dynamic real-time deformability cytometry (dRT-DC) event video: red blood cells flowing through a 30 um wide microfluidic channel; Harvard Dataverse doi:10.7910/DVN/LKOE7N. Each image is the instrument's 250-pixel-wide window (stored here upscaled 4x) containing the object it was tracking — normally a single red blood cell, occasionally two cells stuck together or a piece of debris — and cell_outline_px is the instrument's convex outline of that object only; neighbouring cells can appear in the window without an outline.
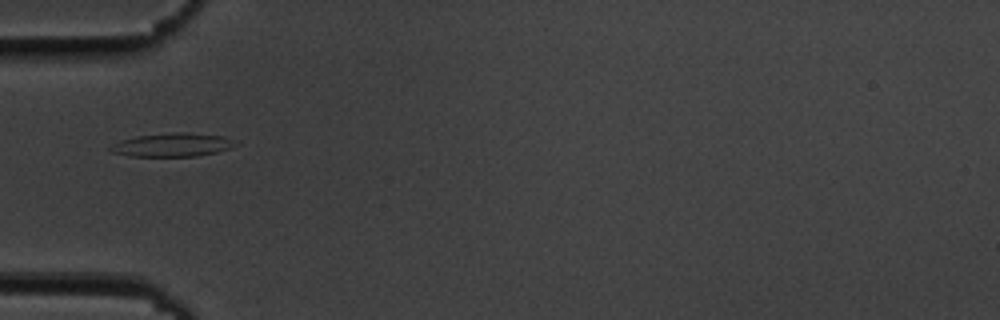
{"species": "common noctule bat (a hibernating species)", "species_latin": "Nyctalus noctula", "temperature_condition": "cold", "stored_images_in_passage": 38, "camera_frame_rate_fps": 3000, "um_per_image_px": 0.085, "animal": {"sex": "male", "body_mass_g": 19.5, "forearm_length_mm": 54.6}, "frame": {"image": 1, "passage_image": 1, "time_ms": 0.0, "image_size_px": [1000, 320], "cell_outline_px": [[240, 144], [232, 148], [216, 152], [196, 156], [132, 156], [112, 152], [108, 148], [112, 144], [120, 140], [136, 136], [172, 132], [184, 132], [224, 136]], "centroid_in_image_um": [14.67, 12.3], "position_along_channel_um": 70.3, "area_um2": 17.17}}
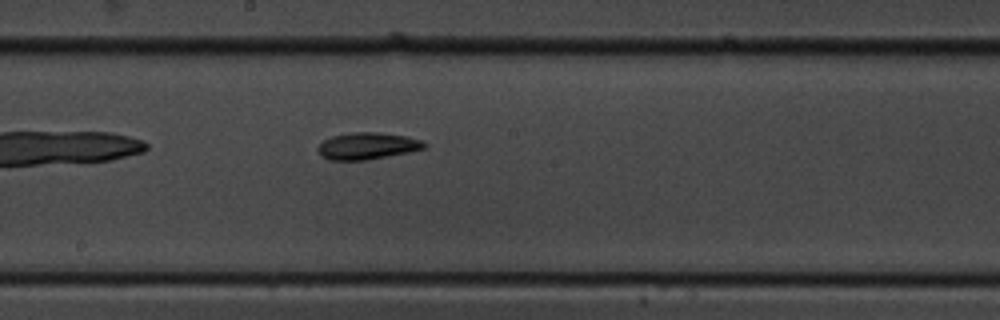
{"frame": {"image": 2, "passage_image": 13, "time_ms": 4.0, "image_size_px": [1000, 320], "cell_outline_px": [[428, 144], [424, 148], [408, 152], [368, 160], [328, 160], [320, 156], [316, 148], [324, 140], [332, 136], [348, 132], [376, 132], [408, 136], [420, 140]], "centroid_in_image_um": [31.19, 12.4], "position_along_channel_um": 217.0, "area_um2": 16.76}}
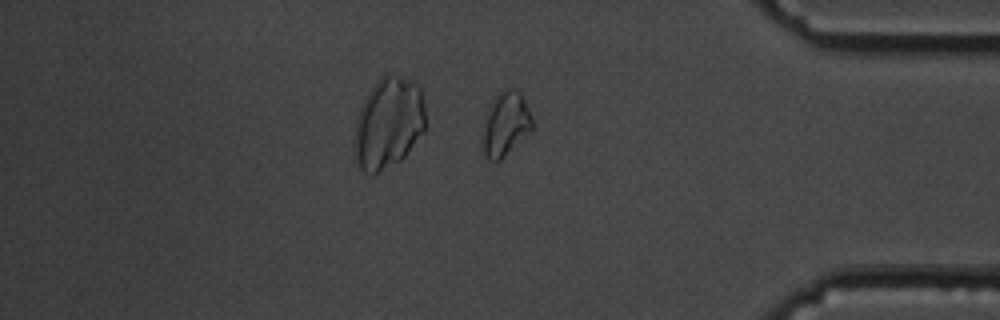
{"frame": {"image": 3, "passage_image": 29, "time_ms": 9.333, "image_size_px": [1000, 320], "cell_outline_px": [[532, 128], [496, 164], [492, 164], [484, 156], [484, 124], [488, 108], [500, 88], [516, 88], [520, 92], [532, 116]], "centroid_in_image_um": [42.96, 10.52], "position_along_channel_um": 392.2, "area_um2": 18.32}, "authors_computed_cell_mechanics": {"area_um2": 16.6464, "velocity_mm_per_s": 3.6727, "shape_relaxation_time_tau1_ms": 5.9946, "shape_relaxation_time_tau2_ms": 5.2115, "deformation_change_tau1": 0.1339, "deformation_change_tau2": 0.115}}